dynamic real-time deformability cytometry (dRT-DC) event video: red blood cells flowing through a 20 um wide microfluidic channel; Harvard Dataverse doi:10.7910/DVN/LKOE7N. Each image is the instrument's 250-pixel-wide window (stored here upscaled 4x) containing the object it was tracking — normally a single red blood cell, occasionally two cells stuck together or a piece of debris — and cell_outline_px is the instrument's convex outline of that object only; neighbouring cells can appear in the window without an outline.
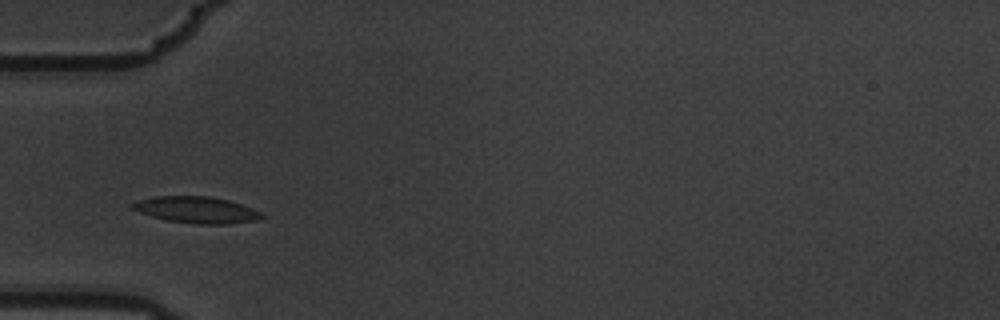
{"species": "common noctule bat (a hibernating species)", "species_latin": "Nyctalus noctula", "temperature_condition": "warm", "stored_images_in_passage": 7, "camera_frame_rate_fps": 3000, "um_per_image_px": 0.085, "animal": {"sex": "male", "body_mass_g": 19.5, "forearm_length_mm": 54.6}, "frame": {"image": 1, "passage_image": 3, "time_ms": 0.667, "image_size_px": [1000, 320], "cell_outline_px": [[264, 216], [260, 220], [228, 224], [196, 224], [168, 220], [152, 216], [140, 212], [132, 208], [128, 204], [136, 200], [156, 196], [208, 196], [228, 200], [240, 204], [260, 212]], "centroid_in_image_um": [16.68, 17.83], "position_along_channel_um": 68.3, "area_um2": 19.88}}
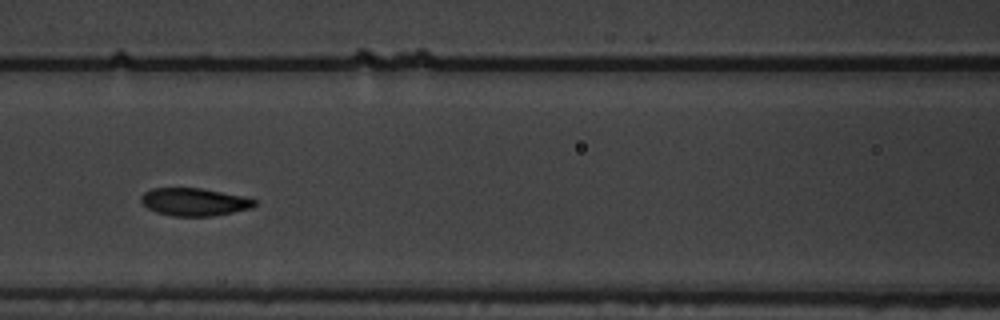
{"frame": {"image": 2, "passage_image": 5, "time_ms": 1.333, "image_size_px": [1000, 320], "cell_outline_px": [[256, 204], [252, 208], [216, 216], [172, 216], [156, 212], [148, 208], [140, 200], [140, 196], [144, 192], [152, 188], [200, 188], [244, 196], [256, 200]], "centroid_in_image_um": [16.52, 17.17], "position_along_channel_um": 150.1, "area_um2": 18.44}}
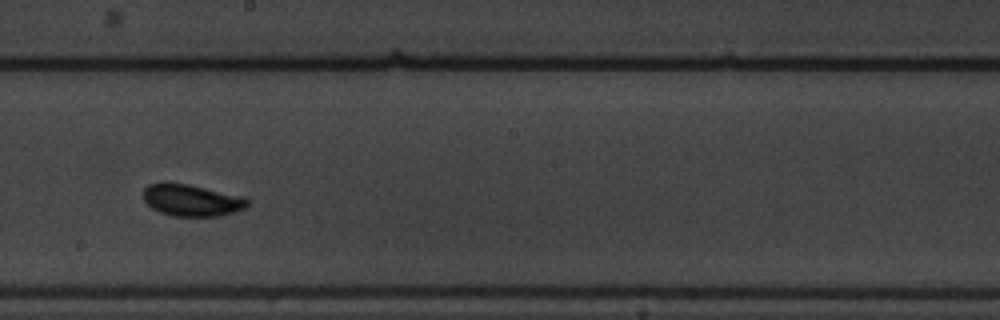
{"frame": {"image": 3, "passage_image": 7, "time_ms": 2.0, "image_size_px": [1000, 320], "cell_outline_px": [[252, 200], [244, 208], [236, 212], [220, 216], [172, 216], [160, 212], [152, 208], [144, 200], [144, 188], [148, 184], [188, 184], [244, 196]], "centroid_in_image_um": [16.36, 17.04], "position_along_channel_um": 231.8, "area_um2": 19.19}}